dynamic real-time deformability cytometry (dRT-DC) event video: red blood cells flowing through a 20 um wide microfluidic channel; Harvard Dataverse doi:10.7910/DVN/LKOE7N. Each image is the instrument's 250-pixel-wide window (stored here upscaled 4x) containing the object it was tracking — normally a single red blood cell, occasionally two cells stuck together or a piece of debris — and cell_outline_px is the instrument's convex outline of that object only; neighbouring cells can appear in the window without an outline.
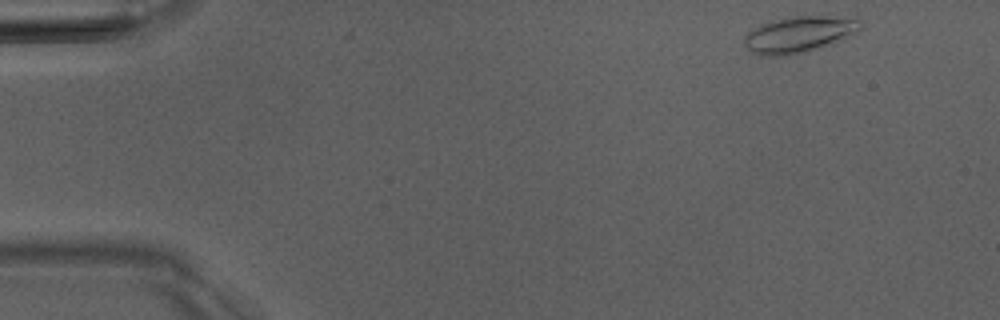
{"species": "Egyptian fruit bat (a non-hibernating species)", "species_latin": "Rousettus aegyptiacus", "temperature_condition": "room temperature", "stored_images_in_passage": 4, "camera_frame_rate_fps": 3000, "um_per_image_px": 0.085, "animal": {"sex": "male"}, "frame": {"image": 1, "passage_image": 1, "time_ms": 0.0, "image_size_px": [1000, 320], "cell_outline_px": [[860, 28], [852, 36], [844, 40], [832, 44], [804, 52], [784, 56], [756, 56], [744, 44], [744, 36], [748, 32], [760, 24], [772, 20], [796, 16], [856, 16], [860, 20]], "centroid_in_image_um": [67.95, 2.92], "position_along_channel_um": 17.0, "area_um2": 24.97}}